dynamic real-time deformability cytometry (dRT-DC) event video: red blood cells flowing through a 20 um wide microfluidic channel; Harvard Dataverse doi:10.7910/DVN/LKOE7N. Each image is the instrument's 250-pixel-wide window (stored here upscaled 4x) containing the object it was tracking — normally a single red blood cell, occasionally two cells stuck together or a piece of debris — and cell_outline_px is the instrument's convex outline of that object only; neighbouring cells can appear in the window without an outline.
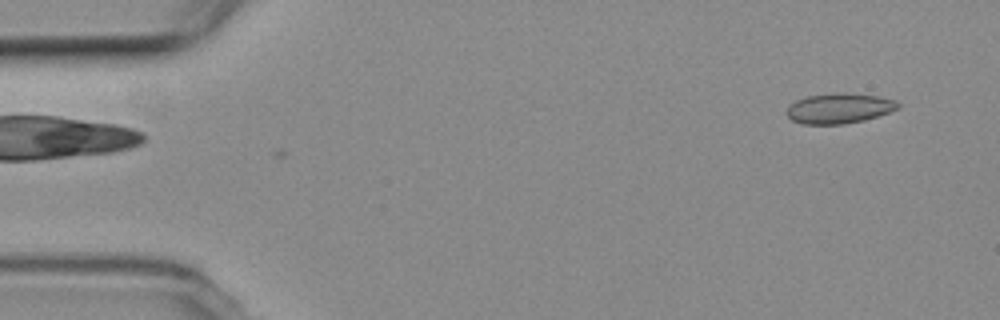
{"species": "common noctule bat (a hibernating species)", "species_latin": "Nyctalus noctula", "temperature_condition": "room temperature", "stored_images_in_passage": 51, "camera_frame_rate_fps": 3000, "um_per_image_px": 0.085, "animal": {"sex": "female", "body_mass_g": 19.3, "forearm_length_mm": 54.1}, "frame": {"image": 1, "passage_image": 1, "time_ms": 0.0, "image_size_px": [1000, 320], "cell_outline_px": [[900, 108], [864, 120], [844, 124], [804, 124], [792, 120], [784, 112], [788, 104], [796, 100], [808, 96], [832, 92], [844, 92], [880, 96], [896, 100], [900, 104]], "centroid_in_image_um": [71.31, 9.19], "position_along_channel_um": 13.7, "area_um2": 19.88}}
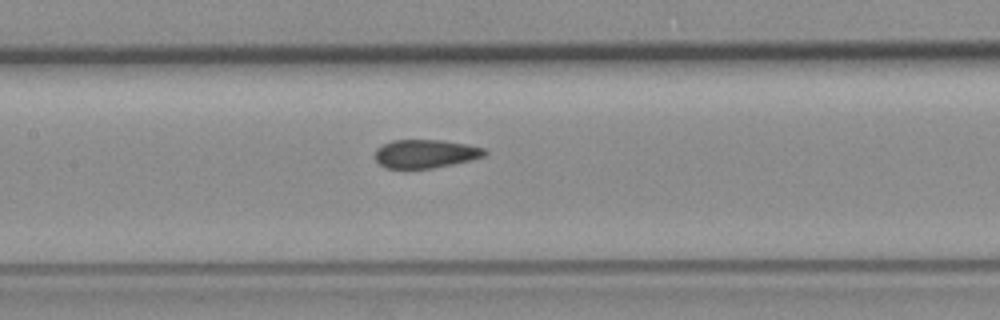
{"frame": {"image": 2, "passage_image": 22, "time_ms": 7.0, "image_size_px": [1000, 320], "cell_outline_px": [[488, 152], [484, 156], [452, 164], [432, 168], [384, 168], [376, 160], [376, 148], [380, 144], [392, 140], [444, 140], [484, 148]], "centroid_in_image_um": [36.12, 13.06], "position_along_channel_um": 171.3, "area_um2": 18.09}}
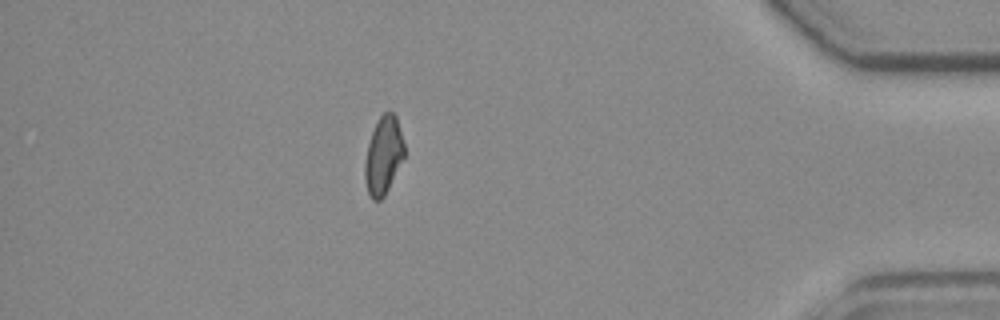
{"frame": {"image": 3, "passage_image": 44, "time_ms": 14.333, "image_size_px": [1000, 320], "cell_outline_px": [[404, 156], [384, 196], [380, 200], [372, 200], [368, 192], [364, 180], [364, 164], [368, 144], [372, 132], [380, 116], [384, 112], [392, 112], [396, 116], [404, 144]], "centroid_in_image_um": [32.57, 13.22], "position_along_channel_um": 402.6, "area_um2": 17.57}, "authors_computed_cell_mechanics": {"area_um2": 18.8428, "velocity_mm_per_s": 3.8111, "shape_relaxation_time_tau1_ms": null, "shape_relaxation_time_tau2_ms": 3.22, "deformation_change_tau1": null, "deformation_change_tau2": 0.0661}}